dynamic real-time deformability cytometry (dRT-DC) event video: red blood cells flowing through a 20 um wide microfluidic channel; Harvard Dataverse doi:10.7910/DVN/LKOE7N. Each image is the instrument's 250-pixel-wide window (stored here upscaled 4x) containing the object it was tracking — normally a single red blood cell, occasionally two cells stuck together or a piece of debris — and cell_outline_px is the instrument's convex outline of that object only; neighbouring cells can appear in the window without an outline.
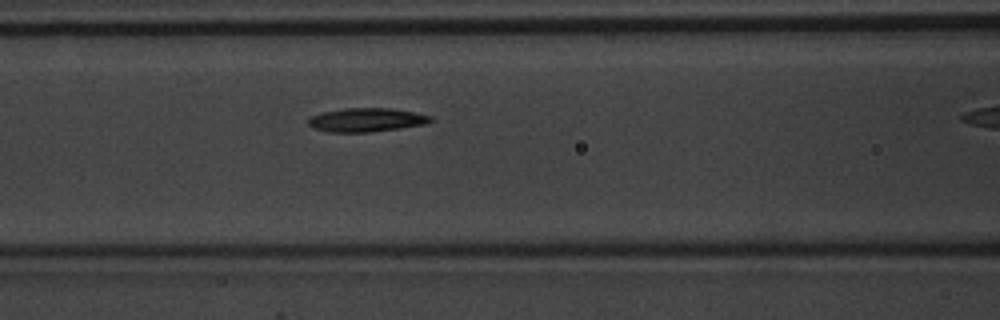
{"species": "common noctule bat (a hibernating species)", "species_latin": "Nyctalus noctula", "temperature_condition": "warm", "stored_images_in_passage": 11, "camera_frame_rate_fps": 3000, "um_per_image_px": 0.085, "animal": {"sex": "male", "body_mass_g": 20.1, "forearm_length_mm": 53.5}, "frame": {"image": 1, "passage_image": 10, "time_ms": 3.0, "image_size_px": [1000, 320], "cell_outline_px": [[432, 120], [428, 124], [372, 132], [328, 132], [312, 128], [308, 124], [308, 116], [324, 112], [344, 108], [392, 108], [416, 112], [432, 116]], "centroid_in_image_um": [31.15, 10.19], "position_along_channel_um": 135.4, "area_um2": 17.17}}